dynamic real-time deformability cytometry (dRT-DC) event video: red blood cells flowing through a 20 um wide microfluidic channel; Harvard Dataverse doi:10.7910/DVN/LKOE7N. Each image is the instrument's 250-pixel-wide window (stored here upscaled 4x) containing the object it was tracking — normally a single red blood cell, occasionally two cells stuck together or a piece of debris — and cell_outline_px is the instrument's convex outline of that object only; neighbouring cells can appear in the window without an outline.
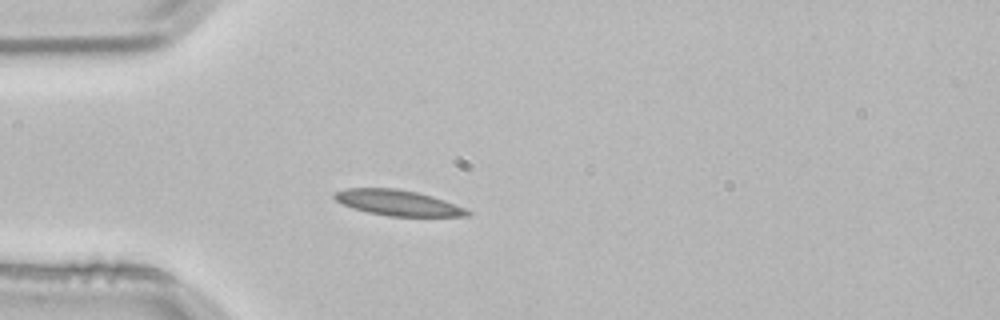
{"species": "common noctule bat (a hibernating species)", "species_latin": "Nyctalus noctula", "temperature_condition": "room temperature", "stored_images_in_passage": 2, "camera_frame_rate_fps": 3000, "um_per_image_px": 0.085, "animal": {"sex": "male", "body_mass_g": 21.5, "forearm_length_mm": 52.0}, "frame": {"image": 1, "passage_image": 2, "time_ms": 0.333, "image_size_px": [1000, 320], "cell_outline_px": [[472, 212], [468, 216], [388, 216], [368, 212], [352, 208], [336, 200], [332, 196], [336, 192], [348, 188], [396, 188], [416, 192], [432, 196], [444, 200], [464, 208]], "centroid_in_image_um": [33.81, 17.24], "position_along_channel_um": 51.2, "area_um2": 19.59}}